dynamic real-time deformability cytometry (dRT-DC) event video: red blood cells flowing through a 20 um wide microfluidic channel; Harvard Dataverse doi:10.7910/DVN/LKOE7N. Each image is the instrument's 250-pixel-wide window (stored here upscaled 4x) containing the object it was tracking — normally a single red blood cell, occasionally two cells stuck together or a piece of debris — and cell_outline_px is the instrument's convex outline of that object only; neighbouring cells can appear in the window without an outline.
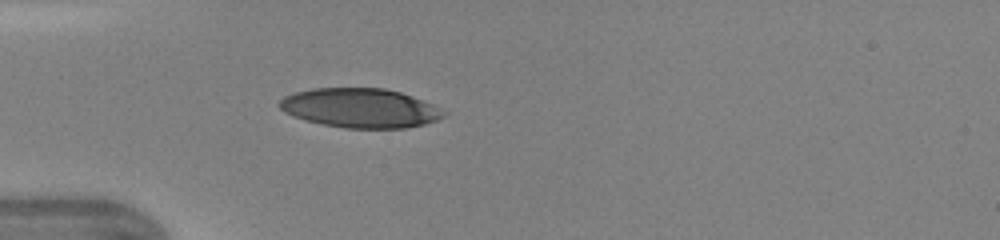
{"species": "human", "species_latin": "Homo sapiens", "temperature_condition": "warm", "stored_images_in_passage": 33, "camera_frame_rate_fps": 3000, "um_per_image_px": 0.085, "donor": {"sex": "female"}, "frame": {"image": 1, "passage_image": 1, "time_ms": 0.0, "image_size_px": [1000, 240], "cell_outline_px": [[448, 112], [444, 116], [436, 120], [424, 124], [404, 128], [344, 128], [304, 120], [284, 112], [276, 104], [284, 96], [296, 92], [312, 88], [384, 88], [400, 92], [412, 96], [432, 104]], "centroid_in_image_um": [30.6, 9.18], "position_along_channel_um": 54.4, "area_um2": 37.63}}
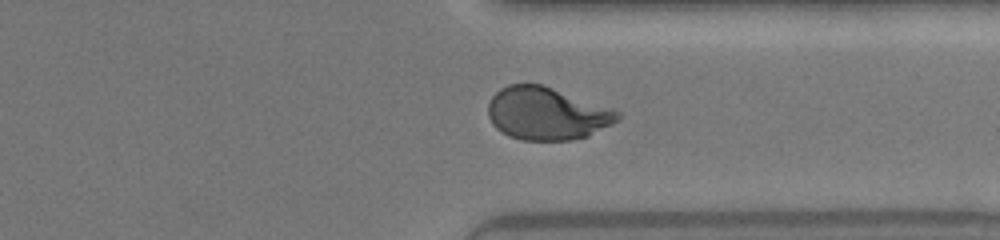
{"frame": {"image": 2, "passage_image": 23, "time_ms": 7.333, "image_size_px": [1000, 240], "cell_outline_px": [[620, 120], [588, 136], [572, 140], [520, 140], [508, 136], [496, 128], [492, 124], [488, 116], [488, 104], [492, 96], [500, 88], [508, 84], [544, 84], [612, 108], [620, 112]], "centroid_in_image_um": [46.48, 9.65], "position_along_channel_um": 364.9, "area_um2": 40.11}}
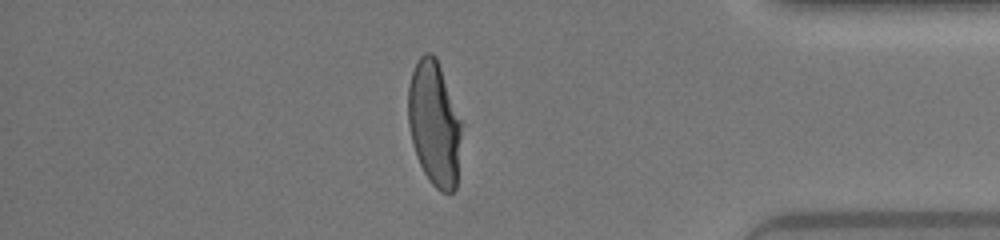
{"frame": {"image": 3, "passage_image": 27, "time_ms": 8.667, "image_size_px": [1000, 240], "cell_outline_px": [[460, 136], [456, 188], [452, 192], [440, 192], [428, 180], [416, 156], [412, 144], [408, 124], [408, 84], [412, 72], [420, 56], [424, 52], [432, 52], [436, 56], [460, 120]], "centroid_in_image_um": [36.87, 10.5], "position_along_channel_um": 398.3, "area_um2": 38.38}, "authors_computed_cell_mechanics": {"area_um2": 39.8242, "velocity_mm_per_s": 4.3776, "shape_relaxation_time_tau1_ms": 3.9263, "shape_relaxation_time_tau2_ms": null, "deformation_change_tau1": 0.1966, "deformation_change_tau2": null}}